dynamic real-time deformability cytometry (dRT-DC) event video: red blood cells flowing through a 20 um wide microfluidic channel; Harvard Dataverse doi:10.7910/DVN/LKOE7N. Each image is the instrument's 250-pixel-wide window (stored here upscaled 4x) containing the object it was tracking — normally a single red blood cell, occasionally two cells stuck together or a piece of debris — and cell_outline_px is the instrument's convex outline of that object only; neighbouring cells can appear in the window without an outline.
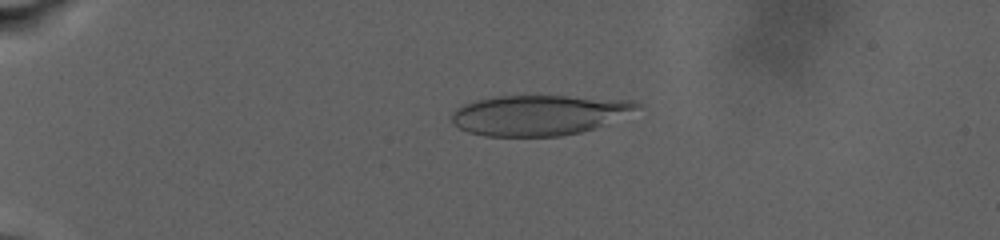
{"species": "human", "species_latin": "Homo sapiens", "temperature_condition": "warm", "stored_images_in_passage": 13, "camera_frame_rate_fps": 3000, "um_per_image_px": 0.085, "donor": {"sex": "male"}, "frame": {"image": 1, "passage_image": 8, "time_ms": 7.0, "image_size_px": [1000, 240], "cell_outline_px": [[640, 108], [596, 128], [580, 132], [560, 136], [484, 136], [468, 132], [452, 124], [452, 112], [456, 108], [464, 104], [476, 100], [496, 96], [568, 96], [632, 100], [640, 104]], "centroid_in_image_um": [45.78, 9.78], "position_along_channel_um": 39.2, "area_um2": 43.41}}